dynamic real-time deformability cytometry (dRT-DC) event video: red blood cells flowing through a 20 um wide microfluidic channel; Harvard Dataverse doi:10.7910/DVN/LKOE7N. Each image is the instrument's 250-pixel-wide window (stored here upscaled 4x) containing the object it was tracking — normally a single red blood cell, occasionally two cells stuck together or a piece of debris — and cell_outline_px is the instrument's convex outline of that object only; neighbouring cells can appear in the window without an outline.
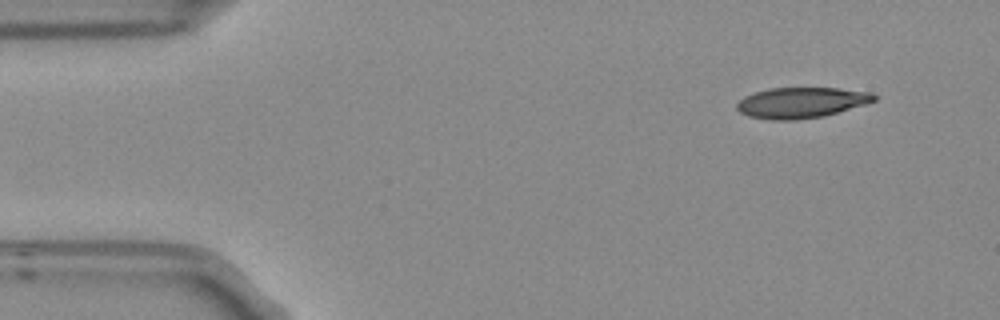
{"species": "Egyptian fruit bat (a non-hibernating species)", "species_latin": "Rousettus aegyptiacus", "temperature_condition": "room temperature", "stored_images_in_passage": 4, "camera_frame_rate_fps": 3000, "um_per_image_px": 0.085, "frame": {"image": 1, "passage_image": 1, "time_ms": 0.0, "image_size_px": [1000, 320], "cell_outline_px": [[876, 100], [864, 104], [824, 116], [796, 120], [768, 120], [748, 116], [740, 112], [736, 108], [736, 104], [744, 96], [756, 92], [772, 88], [840, 88], [872, 92], [876, 96]], "centroid_in_image_um": [68.09, 8.73], "position_along_channel_um": 16.9, "area_um2": 24.51}}
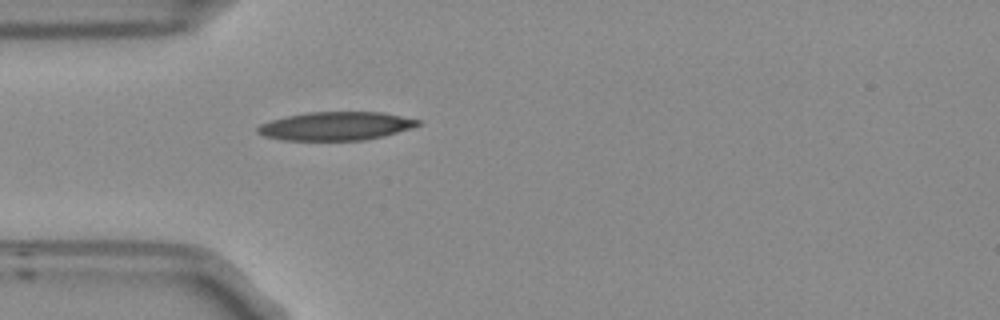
{"frame": {"image": 2, "passage_image": 4, "time_ms": 1.0, "image_size_px": [1000, 320], "cell_outline_px": [[420, 124], [396, 132], [364, 140], [284, 140], [264, 136], [256, 132], [256, 128], [260, 124], [284, 116], [308, 112], [384, 112], [420, 120]], "centroid_in_image_um": [28.49, 10.7], "position_along_channel_um": 56.5, "area_um2": 26.36}}